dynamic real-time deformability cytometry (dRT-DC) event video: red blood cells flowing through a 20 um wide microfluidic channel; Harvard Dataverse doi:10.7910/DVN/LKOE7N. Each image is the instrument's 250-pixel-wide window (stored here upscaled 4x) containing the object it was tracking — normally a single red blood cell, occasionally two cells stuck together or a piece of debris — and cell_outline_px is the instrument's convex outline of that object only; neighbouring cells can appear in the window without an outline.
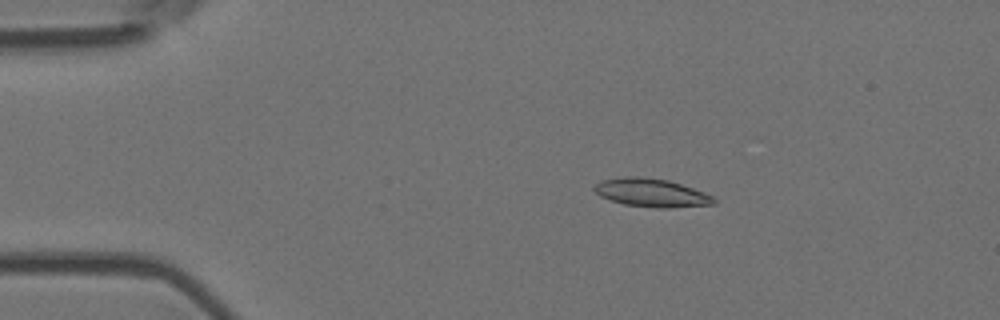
{"species": "Egyptian fruit bat (a non-hibernating species)", "species_latin": "Rousettus aegyptiacus", "temperature_condition": "room temperature", "stored_images_in_passage": 6, "camera_frame_rate_fps": 3000, "um_per_image_px": 0.085, "animal": {"sex": "female"}, "frame": {"image": 1, "passage_image": 2, "time_ms": 0.333, "image_size_px": [1000, 320], "cell_outline_px": [[716, 204], [668, 208], [656, 208], [624, 204], [600, 196], [592, 188], [600, 180], [624, 176], [640, 176], [668, 180], [704, 192], [712, 196], [716, 200]], "centroid_in_image_um": [55.36, 16.38], "position_along_channel_um": 29.6, "area_um2": 19.71}}
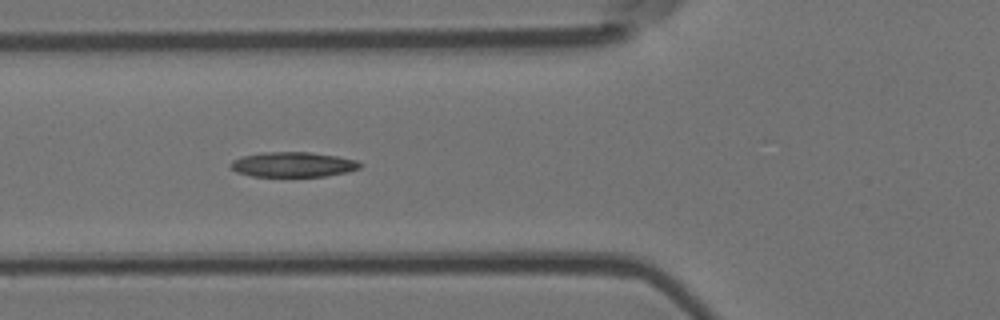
{"frame": {"image": 2, "passage_image": 5, "time_ms": 1.333, "image_size_px": [1000, 320], "cell_outline_px": [[364, 164], [360, 168], [348, 172], [324, 176], [252, 176], [236, 172], [228, 164], [232, 160], [240, 156], [260, 152], [308, 152], [336, 156], [356, 160]], "centroid_in_image_um": [24.88, 13.98], "position_along_channel_um": 100.9, "area_um2": 18.96}}
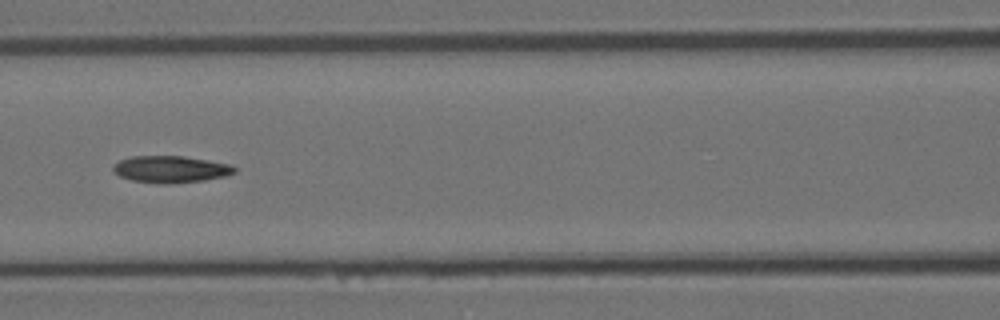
{"frame": {"image": 3, "passage_image": 6, "time_ms": 1.667, "image_size_px": [1000, 320], "cell_outline_px": [[236, 172], [224, 176], [204, 180], [168, 184], [164, 184], [132, 180], [120, 176], [112, 168], [120, 160], [132, 156], [184, 156], [208, 160], [228, 164], [236, 168]], "centroid_in_image_um": [14.52, 14.38], "position_along_channel_um": 152.1, "area_um2": 18.73}}